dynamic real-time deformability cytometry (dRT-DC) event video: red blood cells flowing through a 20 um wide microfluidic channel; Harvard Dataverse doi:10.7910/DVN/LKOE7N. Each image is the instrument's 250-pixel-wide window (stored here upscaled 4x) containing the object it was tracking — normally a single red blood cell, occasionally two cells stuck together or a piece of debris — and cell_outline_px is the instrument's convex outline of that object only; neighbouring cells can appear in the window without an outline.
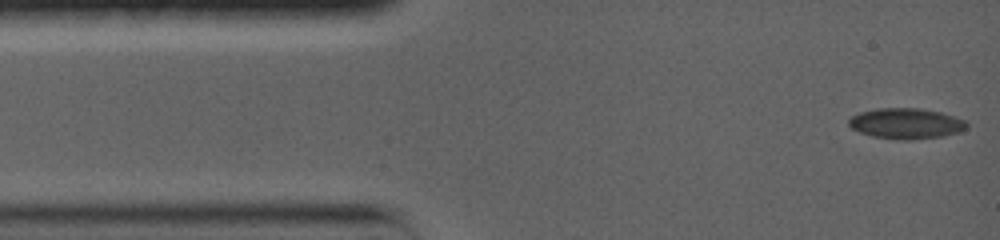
{"species": "common noctule bat (a hibernating species)", "species_latin": "Nyctalus noctula", "temperature_condition": "warm", "stored_images_in_passage": 21, "camera_frame_rate_fps": 5000, "um_per_image_px": 0.085, "animal": {"sex": "female", "body_mass_g": 19.0, "forearm_length_mm": 56.7}, "frame": {"image": 1, "passage_image": 1, "time_ms": 0.0, "image_size_px": [1000, 240], "cell_outline_px": [[968, 124], [960, 132], [944, 136], [908, 140], [904, 140], [872, 136], [860, 132], [852, 128], [848, 124], [848, 120], [852, 116], [860, 112], [880, 108], [920, 108], [940, 112], [964, 120]], "centroid_in_image_um": [77.01, 10.5], "position_along_channel_um": 8.0, "area_um2": 20.87}}
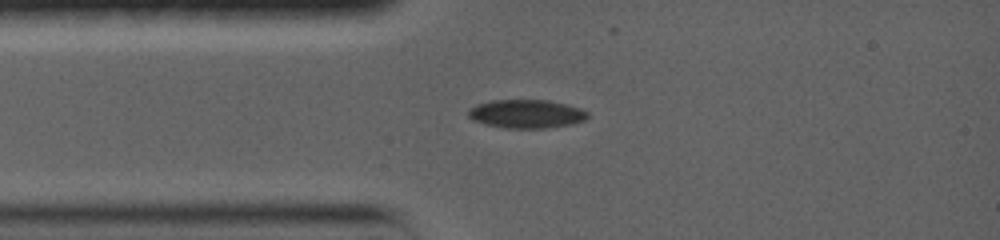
{"frame": {"image": 2, "passage_image": 10, "time_ms": 2.8, "image_size_px": [1000, 240], "cell_outline_px": [[588, 116], [584, 120], [572, 124], [544, 128], [504, 128], [484, 124], [472, 120], [468, 116], [468, 108], [476, 104], [492, 100], [548, 100], [568, 104], [580, 108], [588, 112]], "centroid_in_image_um": [44.71, 9.67], "position_along_channel_um": 40.3, "area_um2": 20.0}}